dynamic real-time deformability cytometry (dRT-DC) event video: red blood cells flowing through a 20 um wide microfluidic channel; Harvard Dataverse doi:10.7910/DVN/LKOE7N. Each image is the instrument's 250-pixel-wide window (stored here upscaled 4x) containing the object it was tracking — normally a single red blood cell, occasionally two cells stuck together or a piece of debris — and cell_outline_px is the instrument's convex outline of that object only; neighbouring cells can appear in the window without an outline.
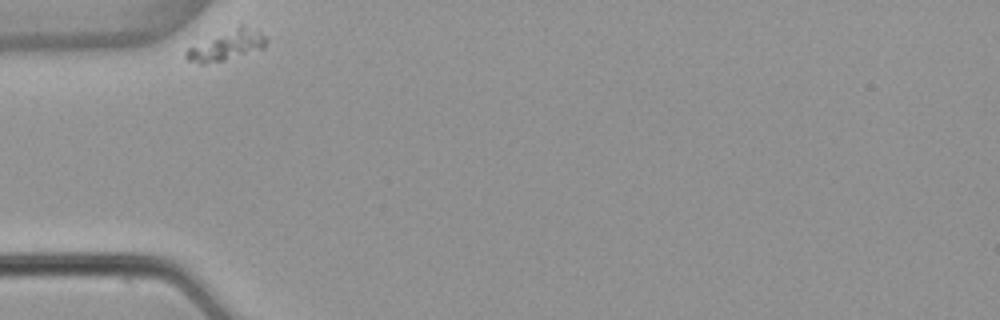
{"species": "common noctule bat (a hibernating species)", "species_latin": "Nyctalus noctula", "temperature_condition": "warm", "stored_images_in_passage": 34, "camera_frame_rate_fps": 3000, "um_per_image_px": 0.085, "animal": {"sex": "female", "body_mass_g": 22.7, "forearm_length_mm": 54.2}, "frame": {"image": 1, "passage_image": 1, "time_ms": 0.0, "image_size_px": [1000, 320], "cell_outline_px": [[268, 40], [264, 48], [224, 60], [204, 64], [200, 64], [184, 60], [184, 52], [188, 48], [240, 24], [244, 24], [264, 36]], "centroid_in_image_um": [19.24, 3.87], "position_along_channel_um": 65.8, "area_um2": 13.76}}
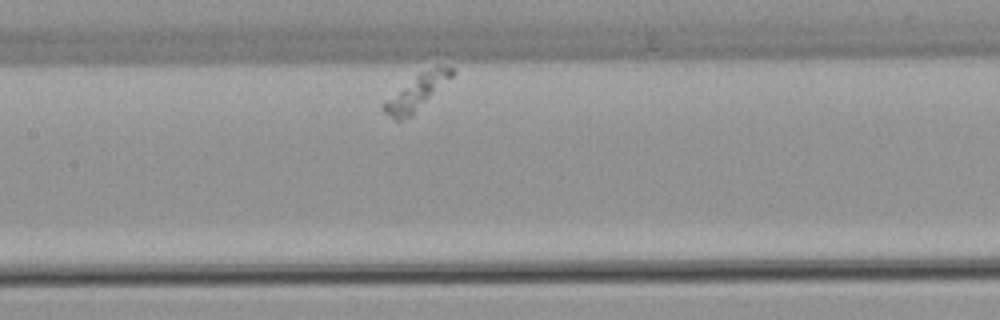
{"frame": {"image": 2, "passage_image": 13, "time_ms": 4.0, "image_size_px": [1000, 320], "cell_outline_px": [[456, 72], [412, 116], [400, 120], [396, 120], [384, 112], [380, 108], [384, 100], [420, 72], [436, 64], [452, 68]], "centroid_in_image_um": [35.39, 7.83], "position_along_channel_um": 172.0, "area_um2": 13.93}}
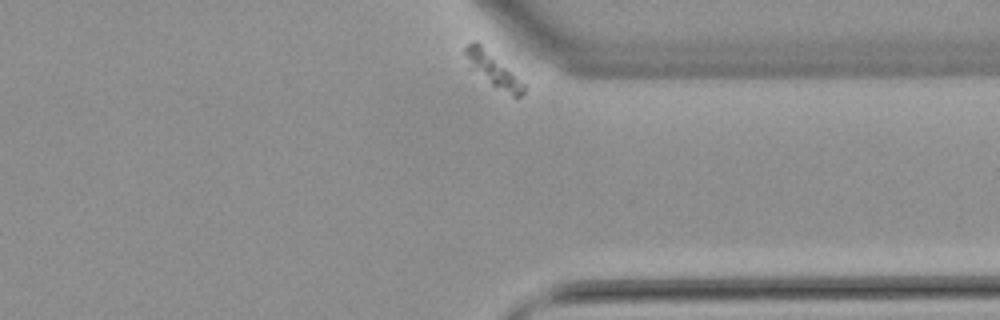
{"frame": {"image": 3, "passage_image": 34, "time_ms": 11.0, "image_size_px": [1000, 320], "cell_outline_px": [[528, 84], [524, 92], [520, 96], [512, 96], [492, 84], [472, 68], [464, 52], [464, 48], [472, 40], [476, 40]], "centroid_in_image_um": [41.99, 5.91], "position_along_channel_um": 369.4, "area_um2": 11.27}}